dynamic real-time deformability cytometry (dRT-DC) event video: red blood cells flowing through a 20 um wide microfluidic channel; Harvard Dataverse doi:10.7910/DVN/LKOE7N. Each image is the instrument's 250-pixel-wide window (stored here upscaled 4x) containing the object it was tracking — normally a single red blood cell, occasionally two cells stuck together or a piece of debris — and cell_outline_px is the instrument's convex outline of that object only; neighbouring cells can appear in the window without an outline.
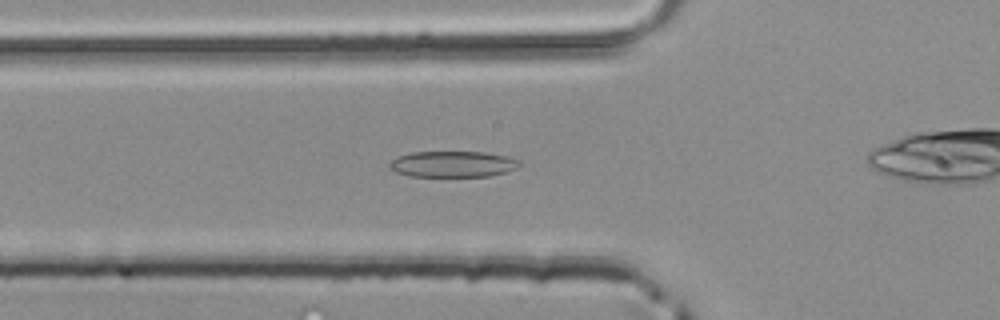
{"species": "common noctule bat (a hibernating species)", "species_latin": "Nyctalus noctula", "temperature_condition": "room temperature", "stored_images_in_passage": 31, "camera_frame_rate_fps": 3000, "um_per_image_px": 0.085, "animal": {"sex": "male", "body_mass_g": 20.4}, "frame": {"image": 1, "passage_image": 9, "time_ms": 2.667, "image_size_px": [1000, 320], "cell_outline_px": [[520, 164], [516, 168], [504, 172], [488, 176], [408, 176], [396, 172], [388, 168], [388, 164], [392, 160], [400, 156], [412, 152], [484, 152], [508, 156], [520, 160]], "centroid_in_image_um": [38.47, 13.95], "position_along_channel_um": 87.3, "area_um2": 19.65}}
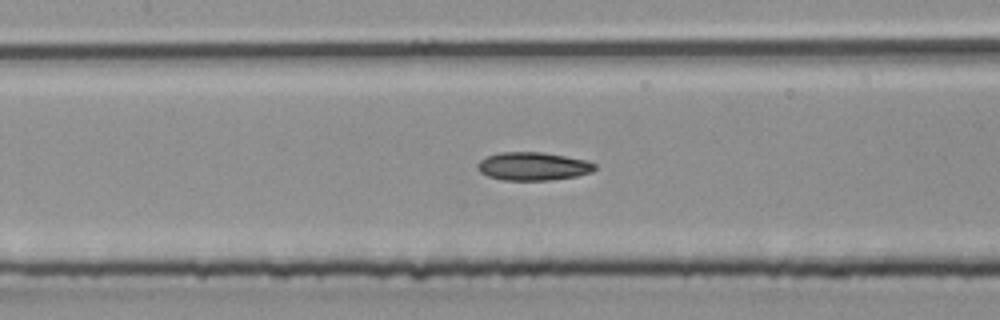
{"frame": {"image": 2, "passage_image": 14, "time_ms": 4.333, "image_size_px": [1000, 320], "cell_outline_px": [[596, 168], [592, 172], [576, 176], [552, 180], [504, 180], [488, 176], [480, 172], [476, 168], [476, 164], [480, 160], [488, 156], [500, 152], [544, 152], [588, 160], [596, 164]], "centroid_in_image_um": [45.32, 14.13], "position_along_channel_um": 162.1, "area_um2": 19.42}}
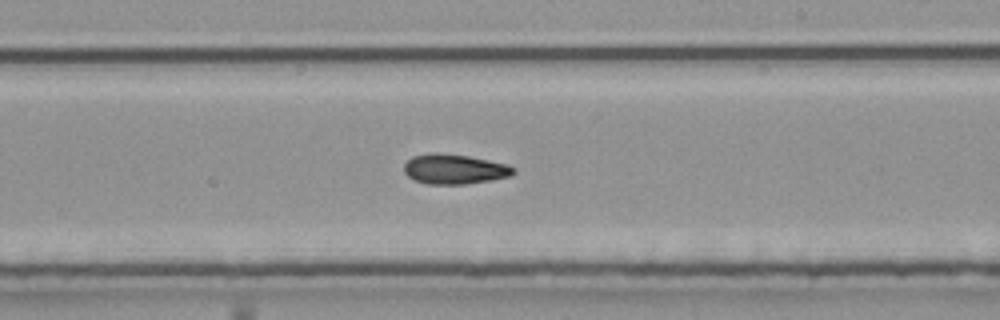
{"frame": {"image": 3, "passage_image": 20, "time_ms": 6.333, "image_size_px": [1000, 320], "cell_outline_px": [[516, 172], [512, 176], [492, 180], [464, 184], [428, 184], [416, 180], [408, 176], [404, 172], [404, 164], [412, 156], [432, 152], [436, 152], [468, 156], [508, 164], [516, 168]], "centroid_in_image_um": [38.66, 14.37], "position_along_channel_um": 250.3, "area_um2": 19.19}}